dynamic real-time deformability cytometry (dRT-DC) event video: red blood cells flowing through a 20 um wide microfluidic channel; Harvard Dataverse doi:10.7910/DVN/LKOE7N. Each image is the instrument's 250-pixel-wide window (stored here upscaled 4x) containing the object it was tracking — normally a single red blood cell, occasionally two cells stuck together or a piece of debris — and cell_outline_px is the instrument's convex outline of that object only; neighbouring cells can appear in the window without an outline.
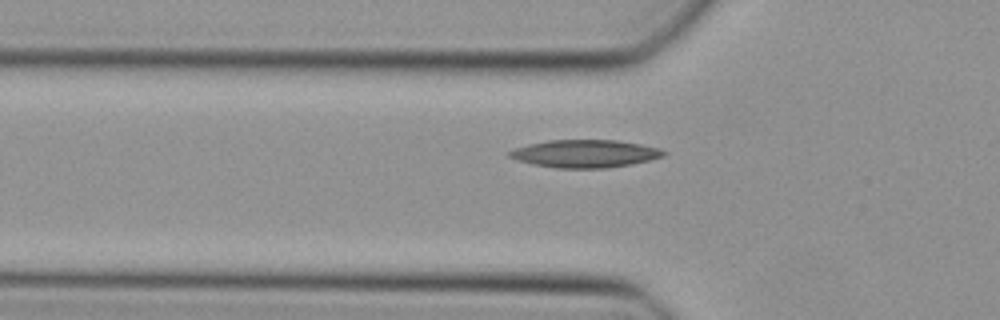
{"species": "Egyptian fruit bat (a non-hibernating species)", "species_latin": "Rousettus aegyptiacus", "temperature_condition": "cold", "stored_images_in_passage": 10, "camera_frame_rate_fps": 3000, "um_per_image_px": 0.085, "animal": {"sex": "female"}, "frame": {"image": 1, "passage_image": 5, "time_ms": 1.333, "image_size_px": [1000, 320], "cell_outline_px": [[668, 152], [664, 156], [632, 164], [604, 168], [556, 168], [532, 164], [508, 156], [508, 152], [516, 148], [528, 144], [548, 140], [616, 140], [640, 144], [660, 148]], "centroid_in_image_um": [49.75, 13.06], "position_along_channel_um": 76.1, "area_um2": 24.8}}
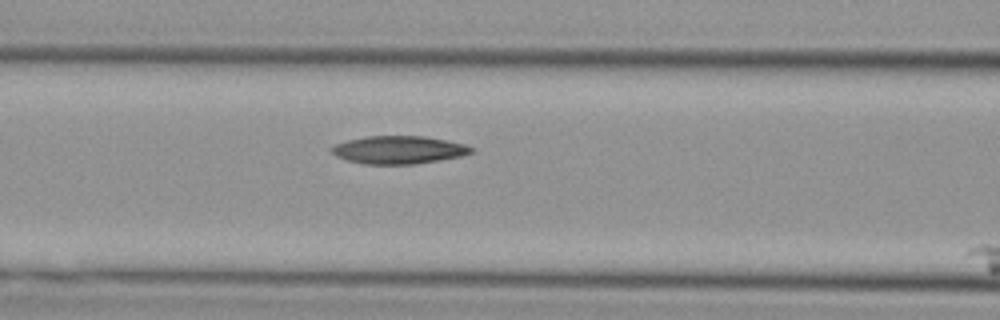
{"frame": {"image": 2, "passage_image": 9, "time_ms": 2.667, "image_size_px": [1000, 320], "cell_outline_px": [[476, 152], [460, 156], [416, 164], [364, 164], [348, 160], [336, 156], [332, 152], [332, 148], [336, 144], [348, 140], [368, 136], [424, 136], [464, 144], [476, 148]], "centroid_in_image_um": [33.94, 12.74], "position_along_channel_um": 132.7, "area_um2": 22.54}}